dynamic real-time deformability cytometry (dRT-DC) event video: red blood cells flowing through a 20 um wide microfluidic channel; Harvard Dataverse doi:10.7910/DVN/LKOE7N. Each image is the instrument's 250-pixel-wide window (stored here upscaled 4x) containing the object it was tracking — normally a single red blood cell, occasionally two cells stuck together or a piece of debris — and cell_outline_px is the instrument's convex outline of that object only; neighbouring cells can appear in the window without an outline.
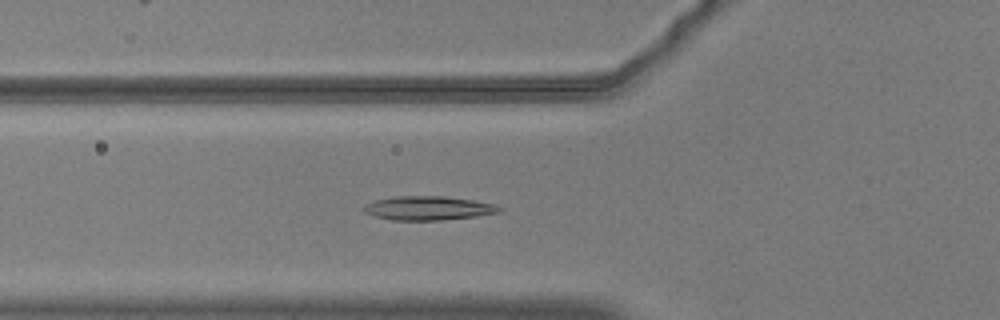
{"species": "common noctule bat (a hibernating species)", "species_latin": "Nyctalus noctula", "temperature_condition": "warm", "stored_images_in_passage": 53, "camera_frame_rate_fps": 3000, "um_per_image_px": 0.085, "animal": {"sex": "male", "body_mass_g": 20.5, "forearm_length_mm": 52.5}, "frame": {"image": 1, "passage_image": 21, "time_ms": 6.667, "image_size_px": [1000, 320], "cell_outline_px": [[504, 208], [500, 212], [476, 216], [444, 220], [392, 220], [376, 216], [364, 212], [364, 204], [376, 200], [392, 196], [444, 196], [472, 200], [496, 204]], "centroid_in_image_um": [36.43, 17.69], "position_along_channel_um": 89.4, "area_um2": 18.96}}
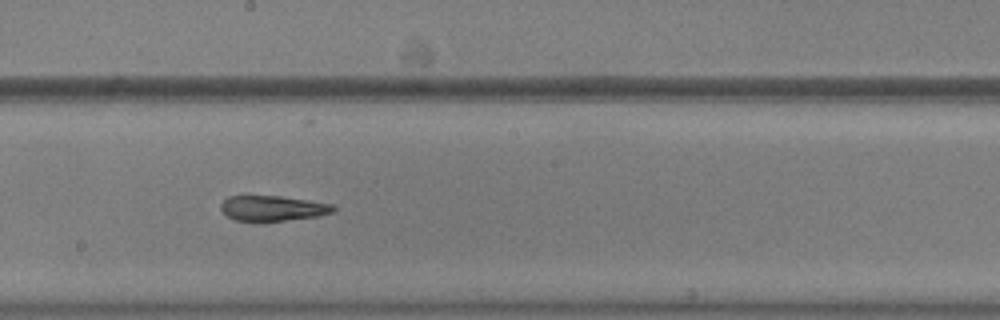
{"frame": {"image": 2, "passage_image": 32, "time_ms": 10.333, "image_size_px": [1000, 320], "cell_outline_px": [[336, 212], [316, 216], [284, 220], [236, 220], [228, 216], [220, 208], [220, 204], [228, 196], [280, 196], [308, 200], [332, 204], [336, 208]], "centroid_in_image_um": [23.2, 17.68], "position_along_channel_um": 225.0, "area_um2": 16.24}}
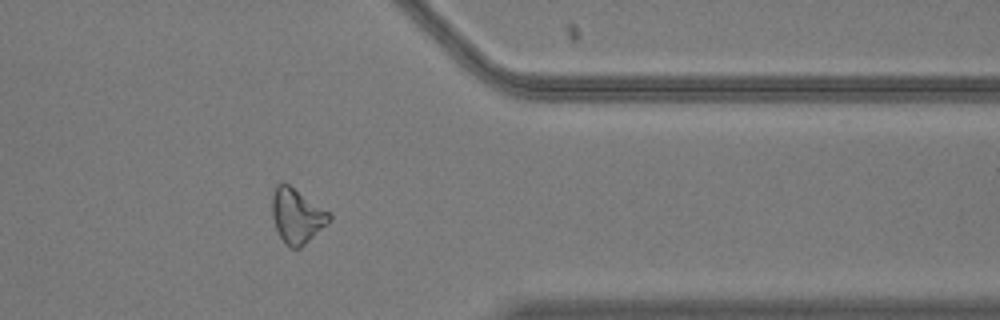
{"frame": {"image": 3, "passage_image": 46, "time_ms": 15.0, "image_size_px": [1000, 320], "cell_outline_px": [[332, 220], [300, 248], [292, 248], [280, 236], [276, 228], [272, 216], [272, 196], [276, 184], [288, 184], [328, 212], [332, 216]], "centroid_in_image_um": [25.23, 18.35], "position_along_channel_um": 386.2, "area_um2": 17.69}}